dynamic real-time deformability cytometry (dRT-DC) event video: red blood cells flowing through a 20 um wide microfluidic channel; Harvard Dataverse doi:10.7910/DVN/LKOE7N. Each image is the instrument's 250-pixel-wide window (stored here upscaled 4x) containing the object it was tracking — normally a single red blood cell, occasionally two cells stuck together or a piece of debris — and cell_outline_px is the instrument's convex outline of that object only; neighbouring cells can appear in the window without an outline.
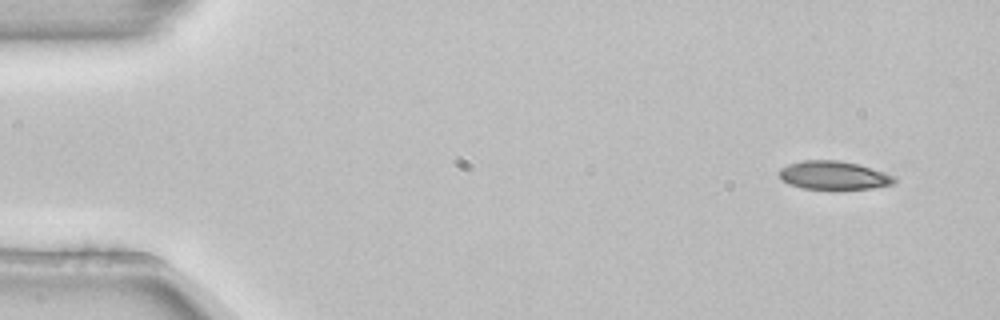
{"species": "common noctule bat (a hibernating species)", "species_latin": "Nyctalus noctula", "temperature_condition": "room temperature", "stored_images_in_passage": 4, "camera_frame_rate_fps": 3000, "um_per_image_px": 0.085, "animal": {"sex": "female", "body_mass_g": 22.7, "forearm_length_mm": 54.2}, "frame": {"image": 1, "passage_image": 1, "time_ms": 0.0, "image_size_px": [1000, 320], "cell_outline_px": [[896, 180], [892, 184], [872, 188], [804, 188], [788, 184], [776, 172], [780, 168], [788, 164], [804, 160], [840, 160], [856, 164], [884, 172], [896, 176]], "centroid_in_image_um": [70.83, 14.88], "position_along_channel_um": 14.2, "area_um2": 18.79}}